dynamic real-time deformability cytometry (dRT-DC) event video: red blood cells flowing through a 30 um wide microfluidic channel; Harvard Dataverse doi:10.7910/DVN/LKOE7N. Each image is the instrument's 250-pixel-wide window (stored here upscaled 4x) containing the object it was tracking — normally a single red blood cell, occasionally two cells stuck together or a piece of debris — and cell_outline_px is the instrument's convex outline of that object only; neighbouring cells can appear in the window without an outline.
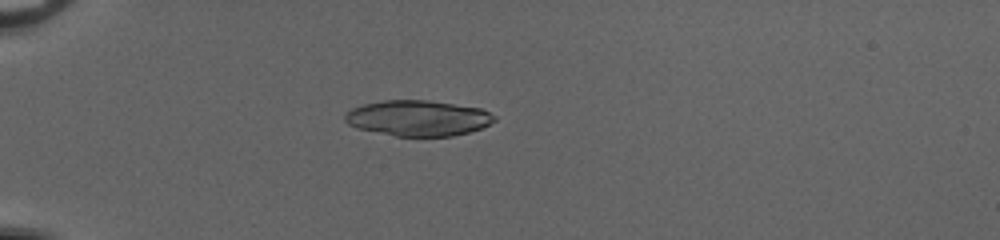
{"species": "common noctule bat (a hibernating species)", "species_latin": "Nyctalus noctula", "temperature_condition": "cold", "stored_images_in_passage": 53, "camera_frame_rate_fps": 3000, "um_per_image_px": 0.085, "animal": {"sex": "female", "body_mass_g": 20.0, "forearm_length_mm": 54.0}, "frame": {"image": 1, "passage_image": 17, "time_ms": 5.333, "image_size_px": [1000, 240], "cell_outline_px": [[496, 120], [480, 128], [468, 132], [452, 136], [396, 136], [356, 128], [348, 124], [344, 120], [344, 112], [352, 108], [364, 104], [384, 100], [428, 100], [480, 108], [496, 116]], "centroid_in_image_um": [35.49, 10.04], "position_along_channel_um": 49.5, "area_um2": 30.98}}
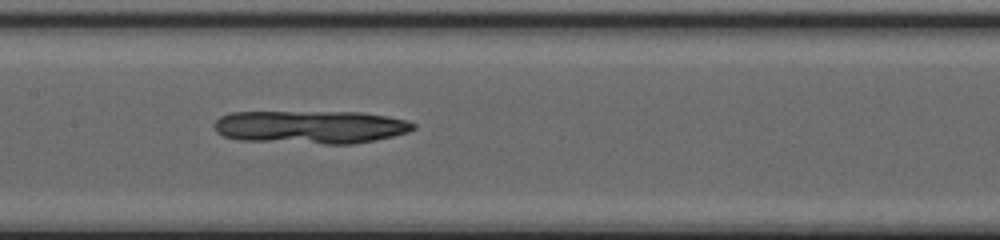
{"frame": {"image": 2, "passage_image": 29, "time_ms": 9.333, "image_size_px": [1000, 240], "cell_outline_px": [[416, 128], [408, 132], [376, 140], [352, 144], [324, 144], [236, 140], [224, 136], [216, 132], [212, 124], [220, 116], [232, 112], [360, 112], [388, 116], [408, 120], [416, 124]], "centroid_in_image_um": [26.39, 10.8], "position_along_channel_um": 181.0, "area_um2": 38.84}}
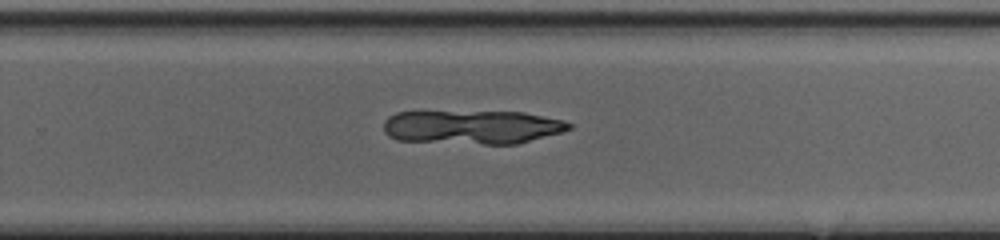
{"frame": {"image": 3, "passage_image": 37, "time_ms": 12.0, "image_size_px": [1000, 240], "cell_outline_px": [[572, 128], [560, 132], [516, 144], [484, 144], [396, 140], [388, 136], [384, 132], [384, 120], [388, 116], [396, 112], [524, 112], [564, 120], [572, 124]], "centroid_in_image_um": [40.11, 10.8], "position_along_channel_um": 289.7, "area_um2": 36.41}}